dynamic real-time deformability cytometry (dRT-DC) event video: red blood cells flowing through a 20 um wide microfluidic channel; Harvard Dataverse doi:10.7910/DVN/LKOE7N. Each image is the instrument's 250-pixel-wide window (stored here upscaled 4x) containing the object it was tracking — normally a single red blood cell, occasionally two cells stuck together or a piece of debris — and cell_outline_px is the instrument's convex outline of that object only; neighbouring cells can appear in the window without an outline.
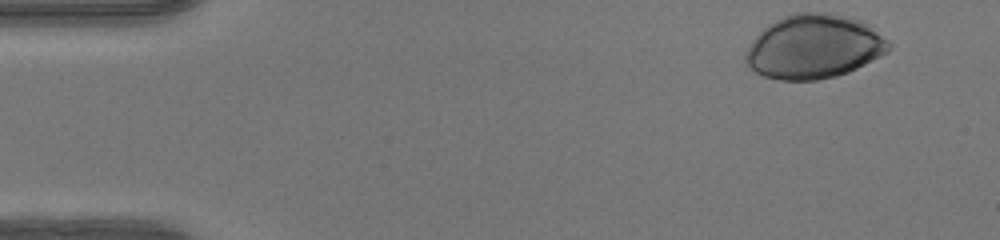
{"species": "human", "species_latin": "Homo sapiens", "temperature_condition": "warm", "stored_images_in_passage": 40, "camera_frame_rate_fps": 3000, "um_per_image_px": 0.085, "donor": {"sex": "female"}, "frame": {"image": 1, "passage_image": 1, "time_ms": 0.0, "image_size_px": [1000, 240], "cell_outline_px": [[892, 48], [888, 52], [848, 72], [836, 76], [816, 80], [780, 80], [764, 76], [756, 72], [744, 60], [744, 56], [752, 40], [768, 24], [792, 12], [832, 12], [864, 20], [888, 40], [892, 44]], "centroid_in_image_um": [69.21, 3.94], "position_along_channel_um": 15.8, "area_um2": 53.7}}
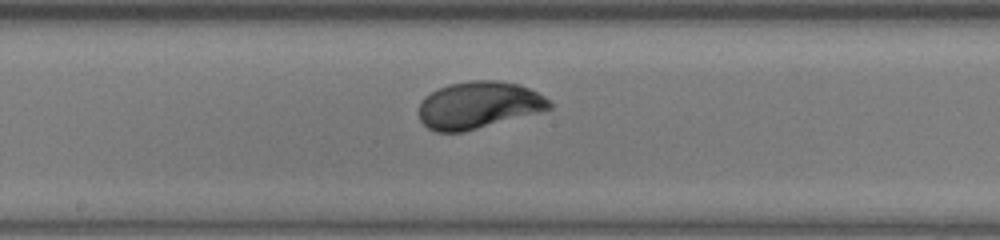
{"frame": {"image": 2, "passage_image": 23, "time_ms": 7.333, "image_size_px": [1000, 240], "cell_outline_px": [[552, 108], [544, 112], [464, 132], [436, 132], [428, 128], [420, 120], [420, 100], [424, 96], [448, 84], [472, 80], [496, 80], [520, 84], [544, 96], [552, 104]], "centroid_in_image_um": [40.71, 8.94], "position_along_channel_um": 207.5, "area_um2": 36.13}}
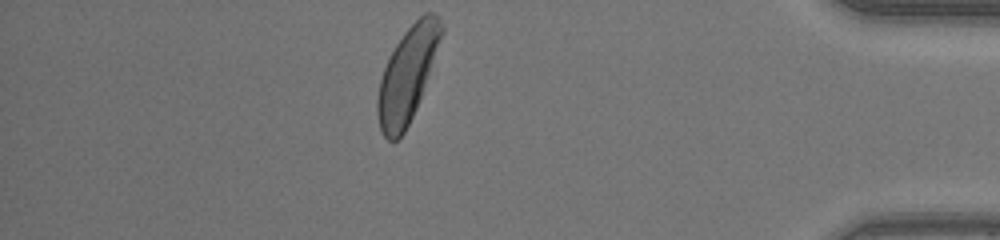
{"frame": {"image": 3, "passage_image": 40, "time_ms": 13.0, "image_size_px": [1000, 240], "cell_outline_px": [[444, 32], [416, 108], [404, 132], [396, 140], [388, 140], [380, 132], [376, 112], [376, 100], [380, 80], [388, 56], [404, 32], [424, 12], [432, 12], [440, 20], [444, 28]], "centroid_in_image_um": [34.6, 6.34], "position_along_channel_um": 400.6, "area_um2": 34.8}}